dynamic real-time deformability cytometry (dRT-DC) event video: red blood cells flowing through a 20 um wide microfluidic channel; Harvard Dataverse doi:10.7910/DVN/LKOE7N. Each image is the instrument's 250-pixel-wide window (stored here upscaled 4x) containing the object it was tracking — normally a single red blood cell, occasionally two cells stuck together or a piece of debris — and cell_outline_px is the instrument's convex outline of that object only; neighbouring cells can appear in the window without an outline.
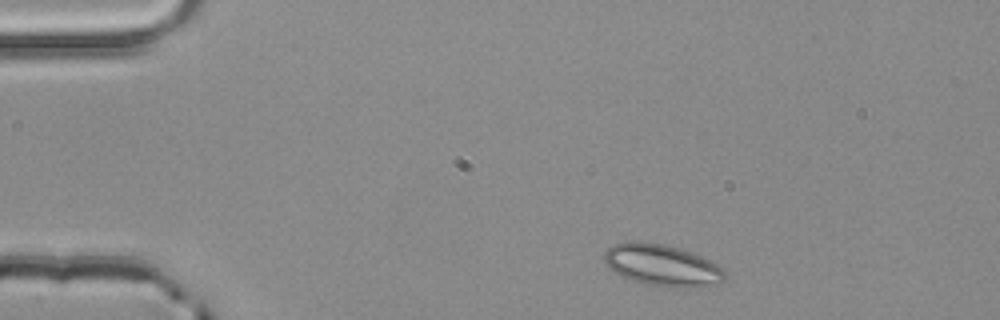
{"species": "common noctule bat (a hibernating species)", "species_latin": "Nyctalus noctula", "temperature_condition": "room temperature", "stored_images_in_passage": 3, "camera_frame_rate_fps": 3000, "um_per_image_px": 0.085, "animal": {"sex": "male", "body_mass_g": 20.4}, "frame": {"image": 1, "passage_image": 1, "time_ms": 0.0, "image_size_px": [1000, 320], "cell_outline_px": [[724, 280], [716, 284], [700, 288], [676, 288], [644, 284], [620, 276], [608, 268], [604, 264], [604, 252], [612, 244], [632, 240], [640, 240], [664, 244], [680, 248], [692, 252], [716, 264], [724, 272]], "centroid_in_image_um": [56.22, 22.54], "position_along_channel_um": 28.8, "area_um2": 29.77}}